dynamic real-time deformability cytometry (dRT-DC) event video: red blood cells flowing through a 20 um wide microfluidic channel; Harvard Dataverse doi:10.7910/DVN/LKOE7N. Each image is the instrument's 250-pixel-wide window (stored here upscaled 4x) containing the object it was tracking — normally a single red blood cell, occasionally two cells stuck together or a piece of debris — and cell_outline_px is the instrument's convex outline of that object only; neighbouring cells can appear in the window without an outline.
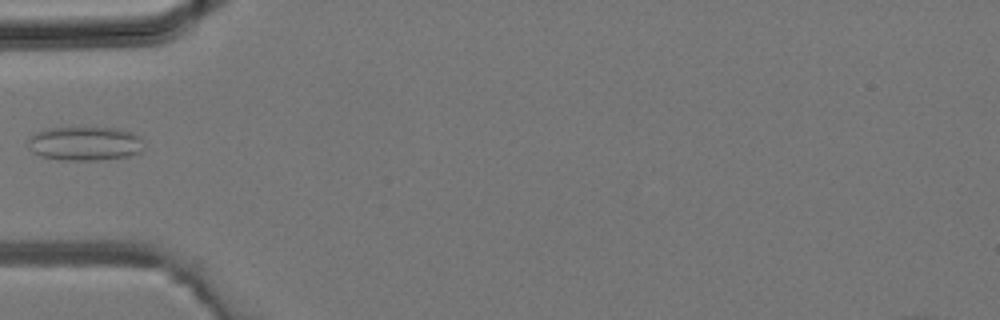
{"species": "common noctule bat (a hibernating species)", "species_latin": "Nyctalus noctula", "temperature_condition": "room temperature", "stored_images_in_passage": 2, "camera_frame_rate_fps": 3000, "um_per_image_px": 0.085, "animal": {"sex": "male", "body_mass_g": 19.2, "forearm_length_mm": 51.8}, "frame": {"image": 1, "passage_image": 2, "time_ms": 0.333, "image_size_px": [1000, 320], "cell_outline_px": [[140, 152], [128, 156], [100, 160], [60, 160], [40, 156], [32, 152], [28, 148], [28, 140], [36, 132], [48, 128], [116, 128], [132, 132], [140, 136]], "centroid_in_image_um": [7.17, 12.21], "position_along_channel_um": 77.8, "area_um2": 22.83}}